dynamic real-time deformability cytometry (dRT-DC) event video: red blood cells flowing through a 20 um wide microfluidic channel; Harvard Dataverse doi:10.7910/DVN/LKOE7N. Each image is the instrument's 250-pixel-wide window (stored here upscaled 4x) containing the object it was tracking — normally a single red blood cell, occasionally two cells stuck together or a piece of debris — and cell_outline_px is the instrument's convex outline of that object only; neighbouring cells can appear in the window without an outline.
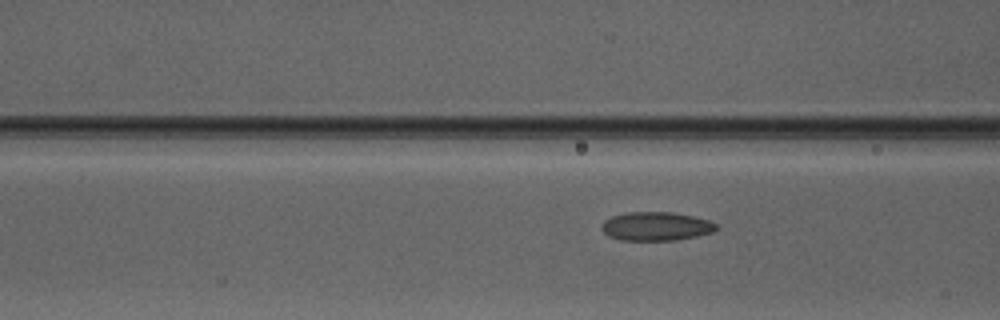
{"species": "Egyptian fruit bat (a non-hibernating species)", "species_latin": "Rousettus aegyptiacus", "temperature_condition": "warm", "stored_images_in_passage": 5, "camera_frame_rate_fps": 3000, "um_per_image_px": 0.085, "animal": {"sex": "male"}, "frame": {"image": 1, "passage_image": 5, "time_ms": 5.0, "image_size_px": [1000, 320], "cell_outline_px": [[716, 228], [712, 232], [696, 236], [676, 240], [620, 240], [608, 236], [600, 228], [600, 224], [604, 220], [612, 216], [628, 212], [672, 212], [692, 216], [708, 220], [716, 224]], "centroid_in_image_um": [55.71, 19.23], "position_along_channel_um": 110.9, "area_um2": 19.13}}